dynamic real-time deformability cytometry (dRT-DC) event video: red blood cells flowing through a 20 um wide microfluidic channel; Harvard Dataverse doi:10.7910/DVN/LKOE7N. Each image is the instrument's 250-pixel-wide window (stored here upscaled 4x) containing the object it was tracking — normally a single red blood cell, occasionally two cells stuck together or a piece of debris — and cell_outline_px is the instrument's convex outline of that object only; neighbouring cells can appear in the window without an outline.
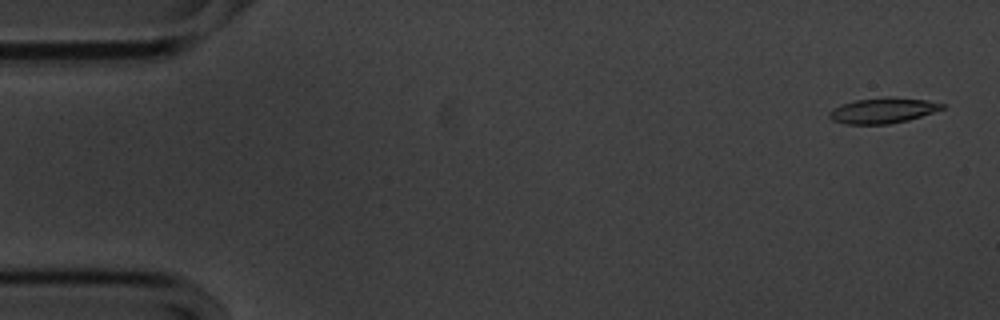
{"species": "common noctule bat (a hibernating species)", "species_latin": "Nyctalus noctula", "temperature_condition": "cold", "stored_images_in_passage": 55, "camera_frame_rate_fps": 3000, "um_per_image_px": 0.085, "animal": {"sex": "male", "body_mass_g": 20.1, "forearm_length_mm": 53.5}, "frame": {"image": 1, "passage_image": 2, "time_ms": 0.333, "image_size_px": [1000, 320], "cell_outline_px": [[944, 108], [908, 120], [888, 124], [844, 124], [832, 120], [828, 116], [828, 112], [832, 108], [840, 104], [856, 100], [888, 96], [924, 100], [944, 104]], "centroid_in_image_um": [74.96, 9.39], "position_along_channel_um": 10.0, "area_um2": 16.7}}
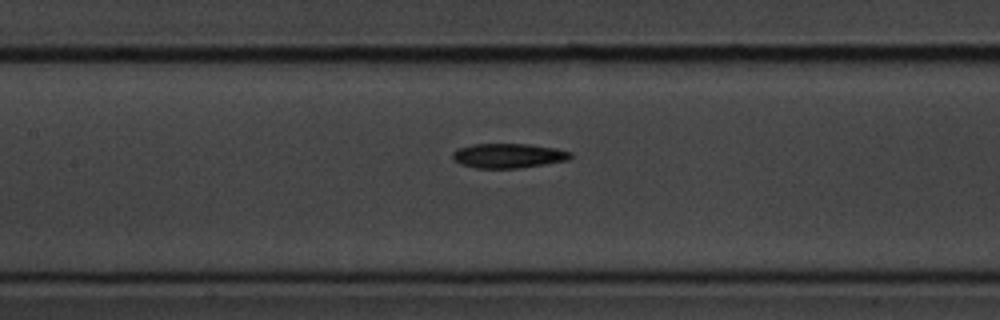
{"frame": {"image": 2, "passage_image": 25, "time_ms": 8.0, "image_size_px": [1000, 320], "cell_outline_px": [[572, 156], [568, 160], [544, 164], [516, 168], [476, 168], [460, 164], [452, 156], [452, 152], [456, 148], [472, 144], [528, 144], [556, 148], [572, 152]], "centroid_in_image_um": [43.19, 13.22], "position_along_channel_um": 164.2, "area_um2": 16.88}}
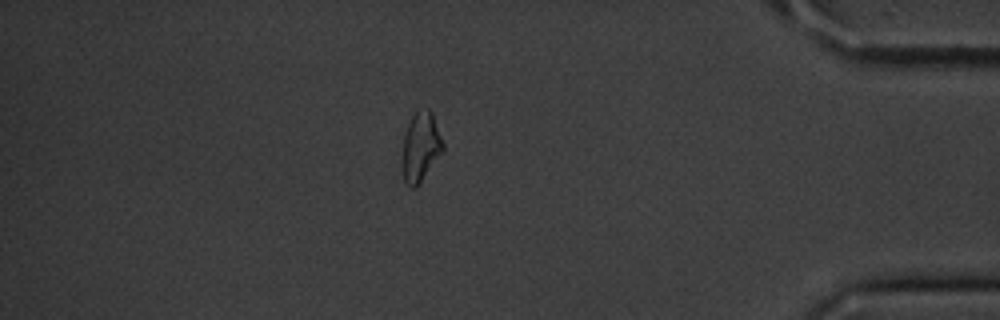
{"frame": {"image": 3, "passage_image": 48, "time_ms": 15.667, "image_size_px": [1000, 320], "cell_outline_px": [[444, 152], [416, 188], [412, 188], [404, 180], [404, 136], [408, 124], [416, 108], [428, 108], [432, 112], [444, 144]], "centroid_in_image_um": [35.81, 12.45], "position_along_channel_um": 399.4, "area_um2": 16.36}, "authors_computed_cell_mechanics": {"area_um2": 16.762, "velocity_mm_per_s": 3.5717, "shape_relaxation_time_tau1_ms": 3.0563, "shape_relaxation_time_tau2_ms": 5.6268, "deformation_change_tau1": 0.1454, "deformation_change_tau2": 0.1521}}